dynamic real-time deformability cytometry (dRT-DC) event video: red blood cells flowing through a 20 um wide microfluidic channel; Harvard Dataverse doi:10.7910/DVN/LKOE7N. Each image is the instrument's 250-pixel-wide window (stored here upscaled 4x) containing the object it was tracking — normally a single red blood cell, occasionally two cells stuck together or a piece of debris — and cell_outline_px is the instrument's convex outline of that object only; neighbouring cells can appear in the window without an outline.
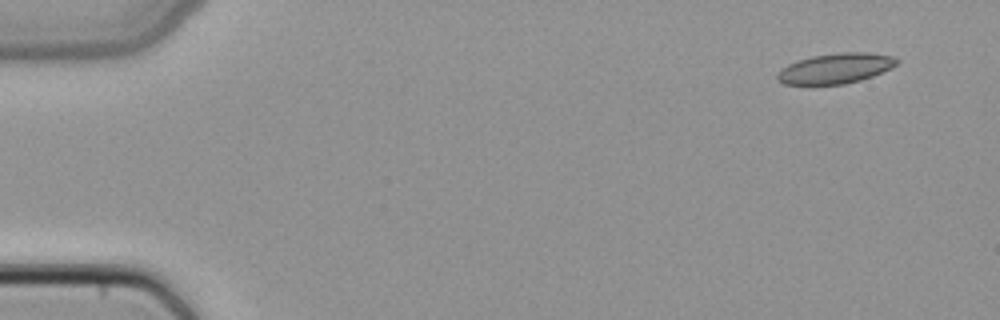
{"species": "common noctule bat (a hibernating species)", "species_latin": "Nyctalus noctula", "temperature_condition": "cold", "stored_images_in_passage": 5, "camera_frame_rate_fps": 3000, "um_per_image_px": 0.085, "animal": {"sex": "female", "body_mass_g": 22.7, "forearm_length_mm": 54.2}, "frame": {"image": 1, "passage_image": 2, "time_ms": 0.333, "image_size_px": [1000, 320], "cell_outline_px": [[900, 60], [892, 68], [872, 76], [860, 80], [844, 84], [784, 84], [776, 80], [776, 76], [788, 64], [812, 56], [840, 52], [868, 52], [892, 56]], "centroid_in_image_um": [71.05, 5.81], "position_along_channel_um": 13.9, "area_um2": 20.87}}
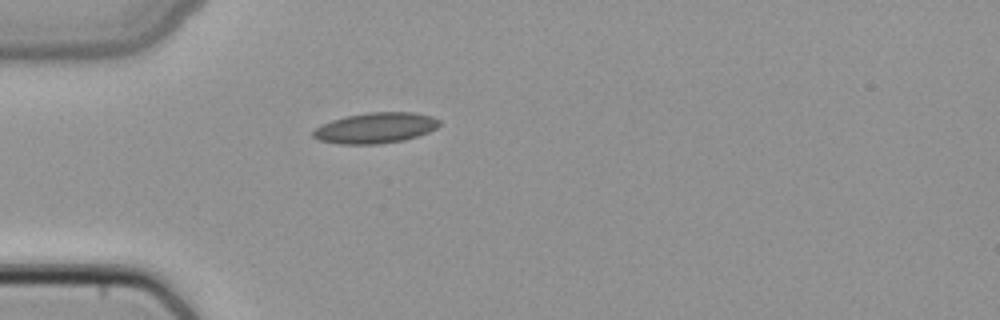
{"frame": {"image": 2, "passage_image": 5, "time_ms": 1.333, "image_size_px": [1000, 320], "cell_outline_px": [[440, 124], [436, 128], [428, 132], [404, 140], [380, 144], [340, 144], [320, 140], [312, 136], [312, 132], [316, 128], [332, 120], [348, 116], [368, 112], [412, 112], [432, 116], [440, 120]], "centroid_in_image_um": [31.94, 10.87], "position_along_channel_um": 53.1, "area_um2": 22.37}}